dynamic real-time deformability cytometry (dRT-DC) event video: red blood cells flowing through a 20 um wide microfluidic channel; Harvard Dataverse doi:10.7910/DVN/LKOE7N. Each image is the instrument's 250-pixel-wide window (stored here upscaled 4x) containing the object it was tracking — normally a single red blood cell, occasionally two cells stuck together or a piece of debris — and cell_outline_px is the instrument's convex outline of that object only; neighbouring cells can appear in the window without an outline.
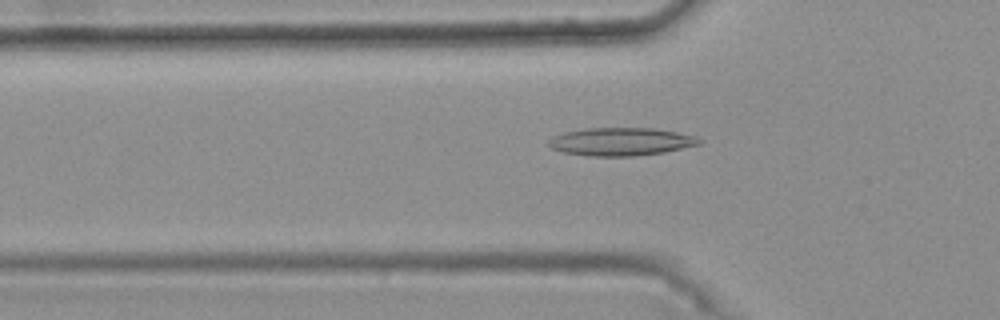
{"species": "common noctule bat (a hibernating species)", "species_latin": "Nyctalus noctula", "temperature_condition": "warm", "stored_images_in_passage": 48, "camera_frame_rate_fps": 3000, "um_per_image_px": 0.085, "animal": {"sex": "female", "body_mass_g": 25.1}, "frame": {"image": 1, "passage_image": 17, "time_ms": 5.333, "image_size_px": [1000, 320], "cell_outline_px": [[704, 140], [700, 144], [664, 152], [632, 156], [588, 156], [564, 152], [552, 148], [548, 144], [548, 140], [552, 136], [564, 132], [588, 128], [656, 128], [696, 136]], "centroid_in_image_um": [52.79, 12.03], "position_along_channel_um": 73.0, "area_um2": 24.57}}
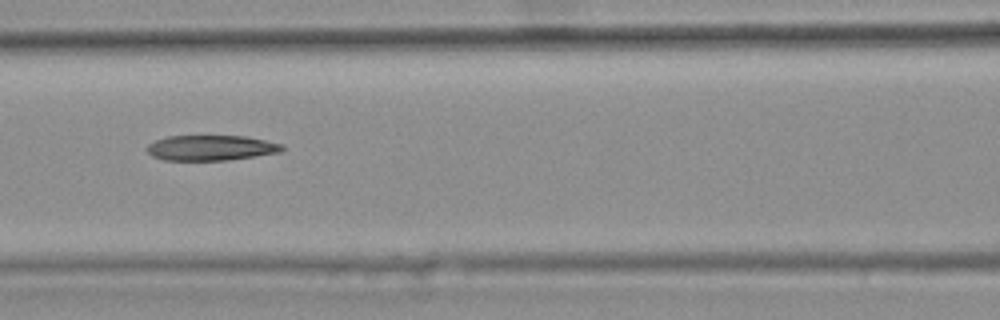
{"frame": {"image": 2, "passage_image": 23, "time_ms": 7.333, "image_size_px": [1000, 320], "cell_outline_px": [[284, 148], [280, 152], [224, 160], [164, 160], [152, 156], [148, 152], [148, 144], [156, 140], [168, 136], [244, 136], [284, 144]], "centroid_in_image_um": [17.92, 12.56], "position_along_channel_um": 148.7, "area_um2": 19.65}}
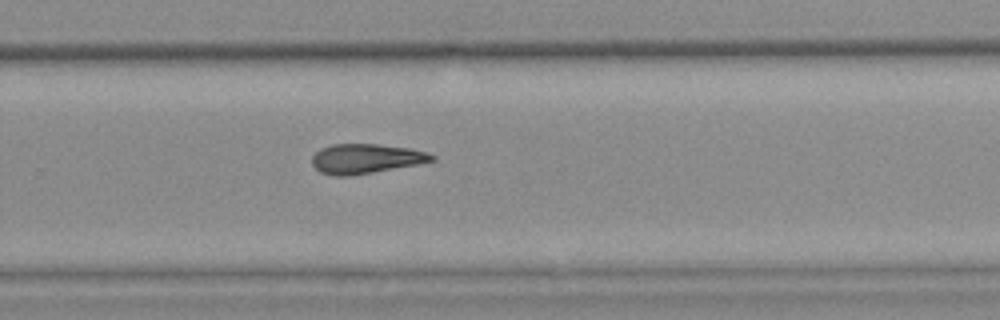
{"frame": {"image": 3, "passage_image": 35, "time_ms": 11.333, "image_size_px": [1000, 320], "cell_outline_px": [[436, 160], [416, 164], [372, 172], [348, 176], [332, 176], [320, 172], [312, 164], [312, 156], [320, 148], [332, 144], [376, 144], [408, 148], [424, 152], [436, 156]], "centroid_in_image_um": [31.04, 13.49], "position_along_channel_um": 298.8, "area_um2": 20.46}, "authors_computed_cell_mechanics": {"area_um2": 20.8947, "velocity_mm_per_s": 3.7676, "shape_relaxation_time_tau1_ms": null, "shape_relaxation_time_tau2_ms": 10.4453, "deformation_change_tau1": null, "deformation_change_tau2": 0.239}}